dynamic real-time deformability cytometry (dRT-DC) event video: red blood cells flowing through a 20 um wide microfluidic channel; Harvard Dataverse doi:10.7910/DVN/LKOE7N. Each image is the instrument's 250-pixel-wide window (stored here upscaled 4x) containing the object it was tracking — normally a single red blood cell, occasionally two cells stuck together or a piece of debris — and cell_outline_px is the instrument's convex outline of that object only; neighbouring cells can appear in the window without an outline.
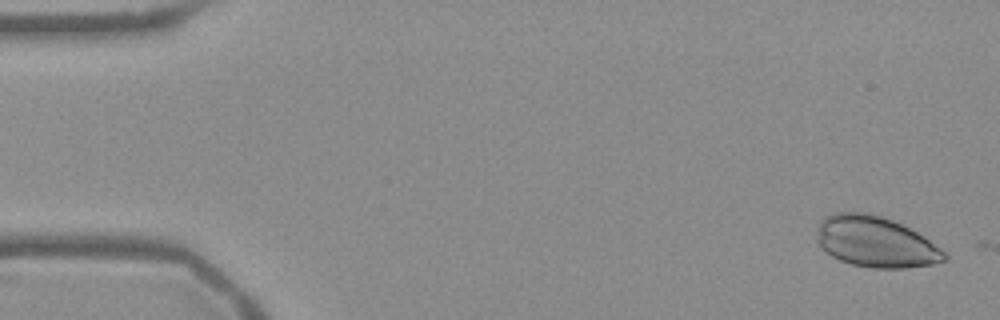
{"species": "Egyptian fruit bat (a non-hibernating species)", "species_latin": "Rousettus aegyptiacus", "temperature_condition": "warm", "stored_images_in_passage": 4, "camera_frame_rate_fps": 3000, "um_per_image_px": 0.085, "frame": {"image": 1, "passage_image": 2, "time_ms": 0.333, "image_size_px": [1000, 320], "cell_outline_px": [[948, 260], [932, 264], [908, 268], [872, 268], [852, 264], [840, 260], [824, 252], [820, 248], [816, 236], [820, 220], [824, 216], [836, 212], [864, 212], [880, 216], [892, 220], [924, 236], [940, 248], [948, 256]], "centroid_in_image_um": [74.4, 20.56], "position_along_channel_um": 10.6, "area_um2": 37.86}}